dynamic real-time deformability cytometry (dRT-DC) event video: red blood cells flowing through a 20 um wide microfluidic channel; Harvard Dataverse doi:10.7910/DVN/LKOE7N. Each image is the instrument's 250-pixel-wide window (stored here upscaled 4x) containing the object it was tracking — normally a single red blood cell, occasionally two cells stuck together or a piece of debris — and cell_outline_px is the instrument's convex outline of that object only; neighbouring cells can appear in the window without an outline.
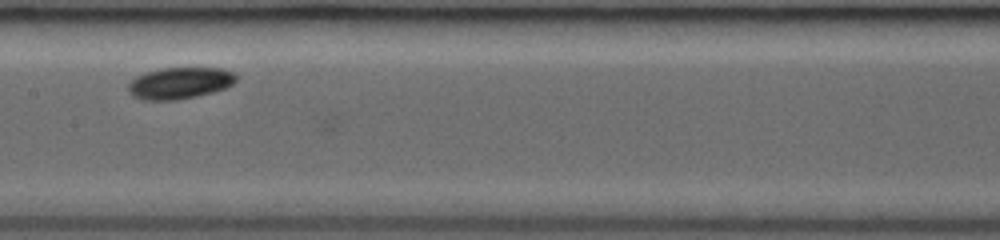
{"species": "common noctule bat (a hibernating species)", "species_latin": "Nyctalus noctula", "temperature_condition": "room temperature", "stored_images_in_passage": 14, "camera_frame_rate_fps": 3000, "um_per_image_px": 0.085, "animal": {"sex": "female", "body_mass_g": 19.0, "forearm_length_mm": 53.3}, "frame": {"image": 1, "passage_image": 12, "time_ms": 3.667, "image_size_px": [1000, 240], "cell_outline_px": [[236, 80], [232, 84], [224, 88], [212, 92], [196, 96], [176, 100], [144, 100], [132, 96], [128, 92], [128, 84], [136, 76], [148, 72], [164, 68], [220, 68], [236, 72]], "centroid_in_image_um": [15.27, 7.06], "position_along_channel_um": 192.1, "area_um2": 19.77}}